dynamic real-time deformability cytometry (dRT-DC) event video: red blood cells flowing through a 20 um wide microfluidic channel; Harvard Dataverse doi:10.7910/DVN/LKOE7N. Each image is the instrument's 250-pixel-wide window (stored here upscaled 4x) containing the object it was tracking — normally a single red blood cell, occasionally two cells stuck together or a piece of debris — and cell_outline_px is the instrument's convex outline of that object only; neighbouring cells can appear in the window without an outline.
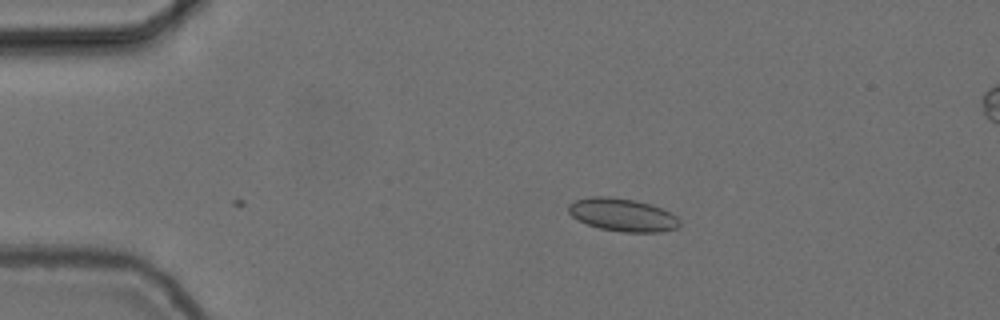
{"species": "common noctule bat (a hibernating species)", "species_latin": "Nyctalus noctula", "temperature_condition": "cold", "stored_images_in_passage": 2, "camera_frame_rate_fps": 3000, "um_per_image_px": 0.085, "animal": {"sex": "female", "body_mass_g": 24.6, "forearm_length_mm": 56.2}, "frame": {"image": 1, "passage_image": 2, "time_ms": 0.333, "image_size_px": [1000, 320], "cell_outline_px": [[680, 224], [676, 228], [660, 232], [624, 232], [600, 228], [588, 224], [572, 216], [568, 212], [568, 204], [576, 200], [588, 196], [604, 196], [636, 200], [660, 208], [676, 216], [680, 220]], "centroid_in_image_um": [52.89, 18.26], "position_along_channel_um": 32.1, "area_um2": 21.1}}